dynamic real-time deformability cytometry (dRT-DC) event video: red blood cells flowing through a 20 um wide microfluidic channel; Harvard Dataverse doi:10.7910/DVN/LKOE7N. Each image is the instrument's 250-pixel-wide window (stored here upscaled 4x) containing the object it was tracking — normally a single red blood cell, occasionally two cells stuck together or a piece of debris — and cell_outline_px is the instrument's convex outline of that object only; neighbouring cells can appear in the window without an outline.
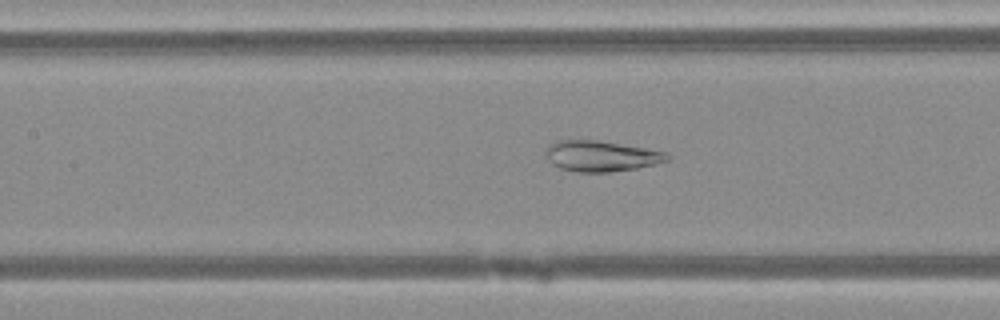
{"species": "Egyptian fruit bat (a non-hibernating species)", "species_latin": "Rousettus aegyptiacus", "temperature_condition": "warm", "stored_images_in_passage": 42, "camera_frame_rate_fps": 3000, "um_per_image_px": 0.085, "animal": {"sex": "female"}, "frame": {"image": 1, "passage_image": 22, "time_ms": 7.0, "image_size_px": [1000, 320], "cell_outline_px": [[672, 156], [668, 160], [656, 164], [636, 168], [608, 172], [576, 172], [560, 168], [552, 164], [548, 160], [544, 152], [544, 148], [548, 144], [556, 140], [596, 140], [668, 152]], "centroid_in_image_um": [51.06, 13.26], "position_along_channel_um": 156.3, "area_um2": 21.91}}
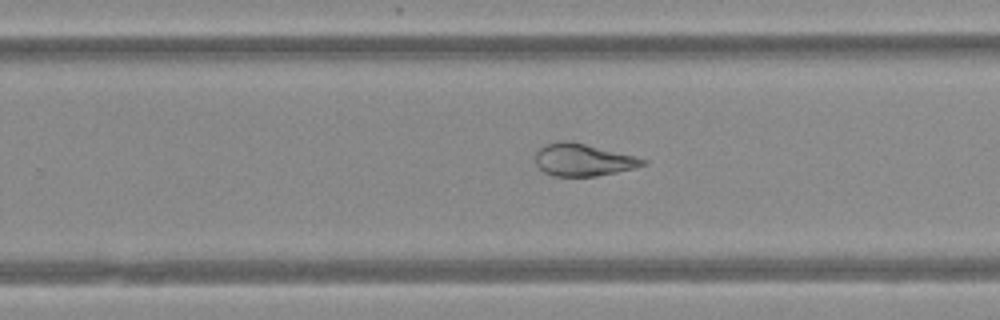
{"frame": {"image": 2, "passage_image": 31, "time_ms": 10.0, "image_size_px": [1000, 320], "cell_outline_px": [[648, 160], [644, 164], [636, 168], [596, 176], [552, 176], [544, 172], [536, 164], [536, 152], [540, 148], [548, 144], [560, 140], [568, 140]], "centroid_in_image_um": [49.52, 13.6], "position_along_channel_um": 280.3, "area_um2": 19.83}}
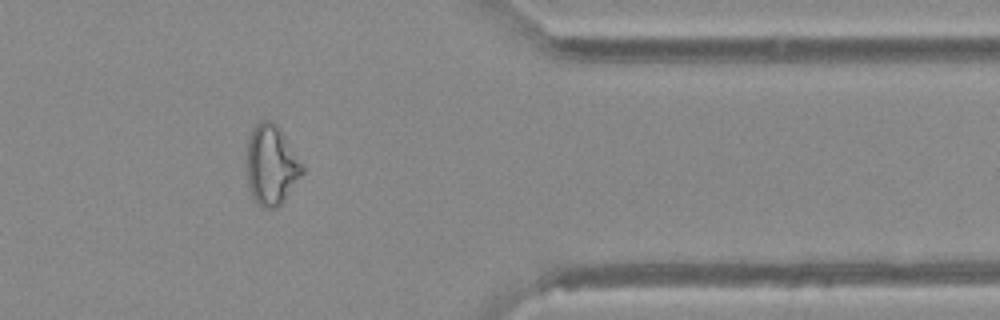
{"frame": {"image": 3, "passage_image": 40, "time_ms": 13.0, "image_size_px": [1000, 320], "cell_outline_px": [[304, 172], [284, 200], [276, 208], [264, 208], [256, 204], [252, 196], [248, 184], [248, 140], [252, 128], [260, 120], [272, 120], [280, 128], [304, 164]], "centroid_in_image_um": [23.09, 14.01], "position_along_channel_um": 388.3, "area_um2": 25.95}}